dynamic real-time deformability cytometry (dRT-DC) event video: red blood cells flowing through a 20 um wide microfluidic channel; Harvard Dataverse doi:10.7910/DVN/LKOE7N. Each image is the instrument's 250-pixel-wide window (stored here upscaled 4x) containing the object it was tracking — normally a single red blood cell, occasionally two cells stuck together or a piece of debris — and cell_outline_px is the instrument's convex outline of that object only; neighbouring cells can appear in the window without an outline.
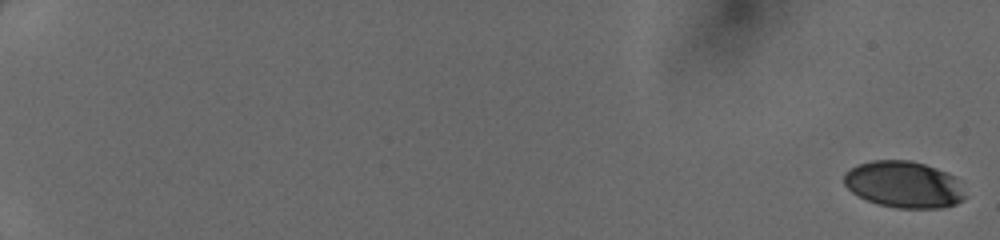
{"species": "human", "species_latin": "Homo sapiens", "temperature_condition": "cold", "stored_images_in_passage": 50, "camera_frame_rate_fps": 3000, "um_per_image_px": 0.085, "donor": {"sex": "female"}, "frame": {"image": 1, "passage_image": 1, "time_ms": 0.0, "image_size_px": [1000, 240], "cell_outline_px": [[968, 196], [964, 200], [956, 204], [944, 208], [896, 208], [876, 204], [852, 192], [844, 184], [844, 172], [860, 164], [872, 160], [908, 160], [924, 164], [948, 172], [956, 176]], "centroid_in_image_um": [76.89, 15.69], "position_along_channel_um": 8.1, "area_um2": 33.23}}
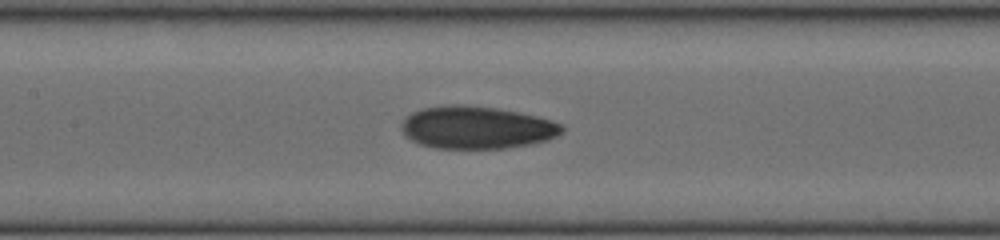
{"frame": {"image": 2, "passage_image": 28, "time_ms": 9.0, "image_size_px": [1000, 240], "cell_outline_px": [[564, 132], [548, 140], [508, 148], [436, 148], [420, 144], [404, 136], [400, 128], [400, 124], [412, 112], [420, 108], [440, 104], [468, 104], [496, 108], [520, 112], [552, 120], [564, 124]], "centroid_in_image_um": [40.51, 10.82], "position_along_channel_um": 166.9, "area_um2": 40.34}}
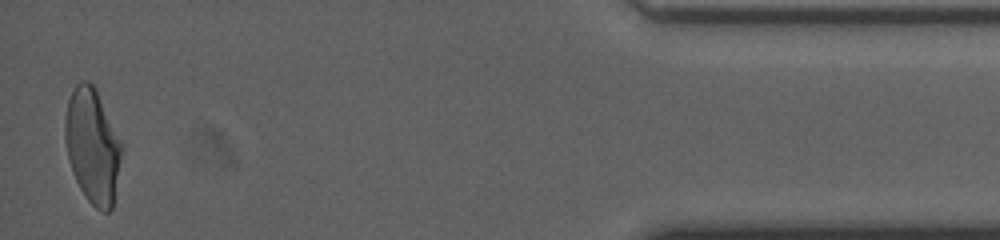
{"frame": {"image": 3, "passage_image": 50, "time_ms": 16.333, "image_size_px": [1000, 240], "cell_outline_px": [[124, 148], [112, 208], [108, 212], [100, 212], [88, 200], [80, 188], [76, 180], [68, 160], [64, 140], [64, 120], [68, 100], [76, 84], [80, 80], [88, 80], [96, 88], [124, 144]], "centroid_in_image_um": [7.88, 12.38], "position_along_channel_um": 427.3, "area_um2": 38.49}}